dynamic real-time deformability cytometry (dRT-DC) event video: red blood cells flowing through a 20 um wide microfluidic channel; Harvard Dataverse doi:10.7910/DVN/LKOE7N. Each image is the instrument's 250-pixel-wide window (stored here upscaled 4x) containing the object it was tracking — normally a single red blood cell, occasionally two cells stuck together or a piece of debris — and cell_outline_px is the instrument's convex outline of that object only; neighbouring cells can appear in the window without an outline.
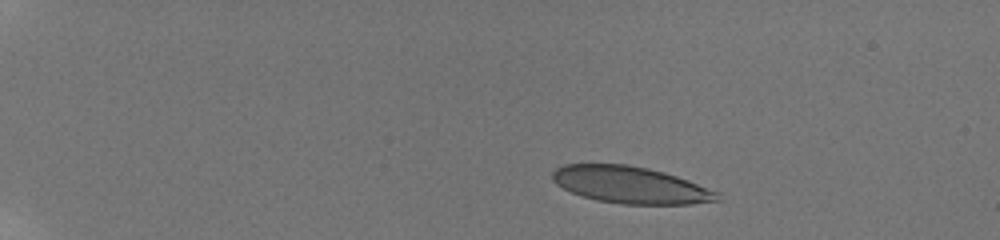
{"species": "human", "species_latin": "Homo sapiens", "temperature_condition": "room temperature", "stored_images_in_passage": 12, "camera_frame_rate_fps": 3000, "um_per_image_px": 0.085, "donor": {"sex": "male"}, "frame": {"image": 1, "passage_image": 3, "time_ms": 2.333, "image_size_px": [1000, 240], "cell_outline_px": [[724, 200], [692, 204], [620, 204], [596, 200], [572, 192], [556, 184], [552, 180], [552, 172], [556, 168], [564, 164], [628, 164], [648, 168], [664, 172], [688, 180], [720, 192]], "centroid_in_image_um": [53.64, 15.72], "position_along_channel_um": 31.4, "area_um2": 35.66}}
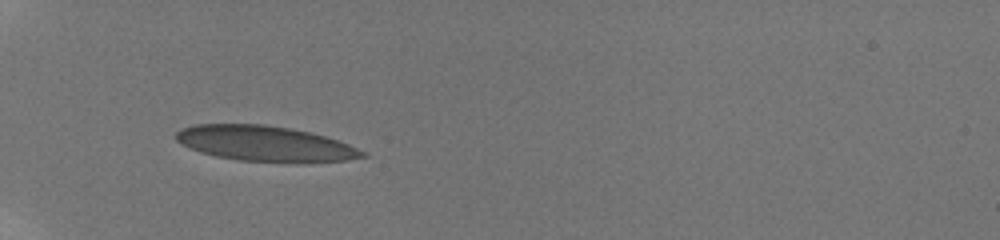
{"frame": {"image": 2, "passage_image": 7, "time_ms": 5.667, "image_size_px": [1000, 240], "cell_outline_px": [[368, 156], [344, 160], [304, 164], [236, 160], [216, 156], [200, 152], [176, 140], [176, 132], [180, 128], [196, 124], [264, 124], [288, 128], [308, 132], [324, 136], [348, 144], [368, 152]], "centroid_in_image_um": [22.57, 12.23], "position_along_channel_um": 62.4, "area_um2": 38.73}}
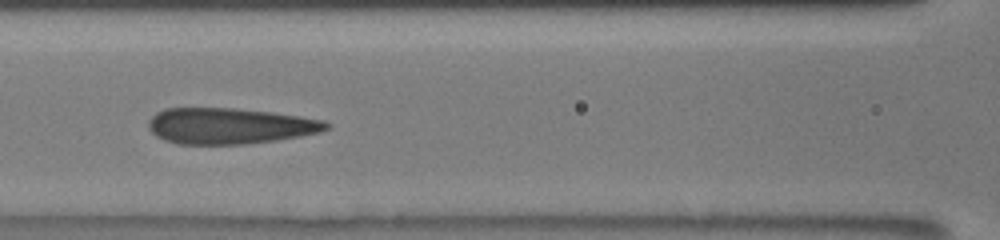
{"frame": {"image": 3, "passage_image": 10, "time_ms": 8.333, "image_size_px": [1000, 240], "cell_outline_px": [[332, 128], [320, 132], [300, 136], [276, 140], [244, 144], [176, 144], [164, 140], [156, 136], [148, 128], [148, 120], [156, 112], [164, 108], [236, 108], [272, 112], [300, 116], [324, 120], [332, 124]], "centroid_in_image_um": [19.53, 10.7], "position_along_channel_um": 147.1, "area_um2": 37.63}}